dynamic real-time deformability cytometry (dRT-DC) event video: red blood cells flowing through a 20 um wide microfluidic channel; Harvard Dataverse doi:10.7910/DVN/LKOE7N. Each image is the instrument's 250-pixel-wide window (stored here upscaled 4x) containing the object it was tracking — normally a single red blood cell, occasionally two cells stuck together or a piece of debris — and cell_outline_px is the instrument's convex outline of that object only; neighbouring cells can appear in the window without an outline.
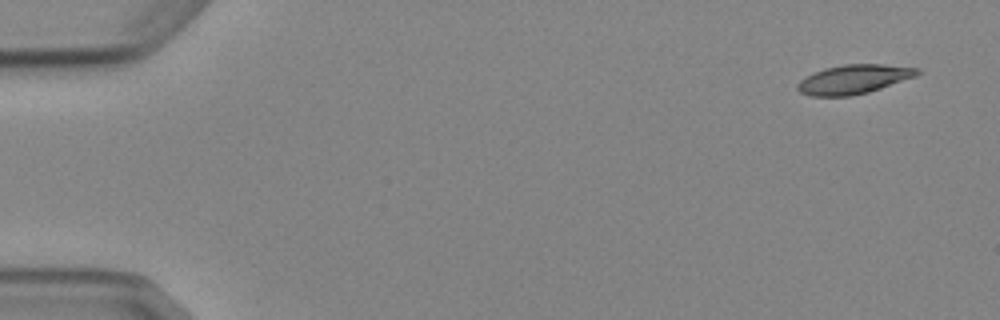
{"species": "Egyptian fruit bat (a non-hibernating species)", "species_latin": "Rousettus aegyptiacus", "temperature_condition": "cold", "stored_images_in_passage": 4, "camera_frame_rate_fps": 3000, "um_per_image_px": 0.085, "animal": {"sex": "female"}, "frame": {"image": 1, "passage_image": 1, "time_ms": 0.0, "image_size_px": [1000, 320], "cell_outline_px": [[920, 72], [916, 76], [868, 92], [852, 96], [812, 96], [800, 92], [796, 88], [796, 84], [804, 76], [812, 72], [824, 68], [844, 64], [880, 64], [920, 68]], "centroid_in_image_um": [72.52, 6.73], "position_along_channel_um": 12.5, "area_um2": 20.4}}
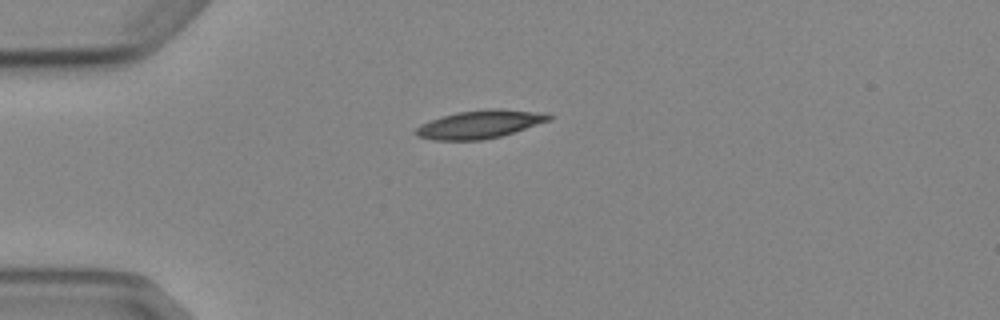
{"frame": {"image": 2, "passage_image": 4, "time_ms": 3.667, "image_size_px": [1000, 320], "cell_outline_px": [[552, 120], [500, 136], [484, 140], [432, 140], [416, 136], [416, 128], [420, 124], [456, 112], [488, 108], [500, 108], [548, 112], [552, 116]], "centroid_in_image_um": [40.84, 10.55], "position_along_channel_um": 44.2, "area_um2": 22.02}}